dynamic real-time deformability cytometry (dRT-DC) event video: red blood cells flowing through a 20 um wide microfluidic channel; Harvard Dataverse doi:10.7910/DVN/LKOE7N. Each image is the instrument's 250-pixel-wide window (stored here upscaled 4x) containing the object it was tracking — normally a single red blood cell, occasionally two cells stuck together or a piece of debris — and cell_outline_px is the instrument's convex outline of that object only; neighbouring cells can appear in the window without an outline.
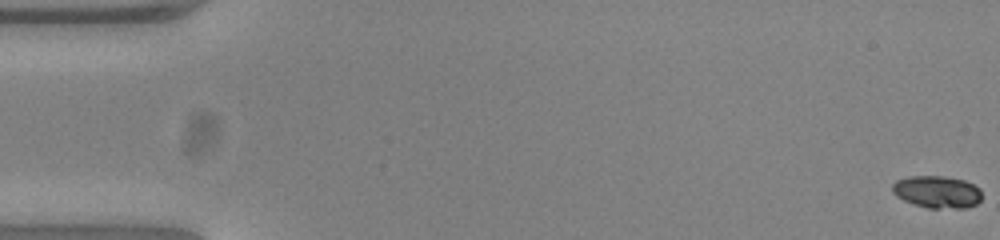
{"species": "common noctule bat (a hibernating species)", "species_latin": "Nyctalus noctula", "temperature_condition": "warm", "stored_images_in_passage": 9, "camera_frame_rate_fps": 3000, "um_per_image_px": 0.085, "animal": {"sex": "female", "body_mass_g": 23.0, "forearm_length_mm": 53.4}, "frame": {"image": 1, "passage_image": 1, "time_ms": 0.0, "image_size_px": [1000, 240], "cell_outline_px": [[980, 200], [976, 204], [968, 208], [928, 208], [904, 200], [896, 196], [892, 192], [892, 184], [896, 180], [908, 176], [944, 176], [964, 180], [980, 188]], "centroid_in_image_um": [79.64, 16.3], "position_along_channel_um": 5.4, "area_um2": 16.82}}